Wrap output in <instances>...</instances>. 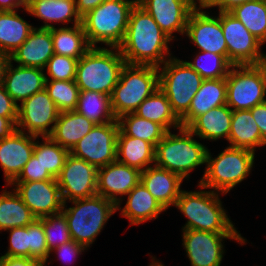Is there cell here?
Segmentation results:
<instances>
[{"label":"cell","instance_id":"9a60e30c","mask_svg":"<svg viewBox=\"0 0 266 266\" xmlns=\"http://www.w3.org/2000/svg\"><path fill=\"white\" fill-rule=\"evenodd\" d=\"M56 180L64 203L97 195L98 169L71 154Z\"/></svg>","mask_w":266,"mask_h":266},{"label":"cell","instance_id":"b9f144b4","mask_svg":"<svg viewBox=\"0 0 266 266\" xmlns=\"http://www.w3.org/2000/svg\"><path fill=\"white\" fill-rule=\"evenodd\" d=\"M78 59L55 54L48 60L44 70L46 80L72 81L76 78Z\"/></svg>","mask_w":266,"mask_h":266},{"label":"cell","instance_id":"ee69618b","mask_svg":"<svg viewBox=\"0 0 266 266\" xmlns=\"http://www.w3.org/2000/svg\"><path fill=\"white\" fill-rule=\"evenodd\" d=\"M9 233V248L2 256L30 258L29 225L6 230Z\"/></svg>","mask_w":266,"mask_h":266},{"label":"cell","instance_id":"9c48e42d","mask_svg":"<svg viewBox=\"0 0 266 266\" xmlns=\"http://www.w3.org/2000/svg\"><path fill=\"white\" fill-rule=\"evenodd\" d=\"M159 70V88L170 102L172 111L180 119L203 82V78L186 61L170 57Z\"/></svg>","mask_w":266,"mask_h":266},{"label":"cell","instance_id":"d6a6232c","mask_svg":"<svg viewBox=\"0 0 266 266\" xmlns=\"http://www.w3.org/2000/svg\"><path fill=\"white\" fill-rule=\"evenodd\" d=\"M54 53L72 58H81L90 48L82 24L73 27L51 28Z\"/></svg>","mask_w":266,"mask_h":266},{"label":"cell","instance_id":"ac0fdd59","mask_svg":"<svg viewBox=\"0 0 266 266\" xmlns=\"http://www.w3.org/2000/svg\"><path fill=\"white\" fill-rule=\"evenodd\" d=\"M159 27L173 40V33L186 32L187 20L193 10L190 0H137Z\"/></svg>","mask_w":266,"mask_h":266},{"label":"cell","instance_id":"816d5d0a","mask_svg":"<svg viewBox=\"0 0 266 266\" xmlns=\"http://www.w3.org/2000/svg\"><path fill=\"white\" fill-rule=\"evenodd\" d=\"M105 0H75L77 14L82 18Z\"/></svg>","mask_w":266,"mask_h":266},{"label":"cell","instance_id":"6f0895ef","mask_svg":"<svg viewBox=\"0 0 266 266\" xmlns=\"http://www.w3.org/2000/svg\"><path fill=\"white\" fill-rule=\"evenodd\" d=\"M256 65L261 70L264 81L266 83V54L262 52V55Z\"/></svg>","mask_w":266,"mask_h":266},{"label":"cell","instance_id":"4dcf8cb0","mask_svg":"<svg viewBox=\"0 0 266 266\" xmlns=\"http://www.w3.org/2000/svg\"><path fill=\"white\" fill-rule=\"evenodd\" d=\"M34 28L16 11H0V51L10 56Z\"/></svg>","mask_w":266,"mask_h":266},{"label":"cell","instance_id":"60d3db41","mask_svg":"<svg viewBox=\"0 0 266 266\" xmlns=\"http://www.w3.org/2000/svg\"><path fill=\"white\" fill-rule=\"evenodd\" d=\"M43 228L49 251L72 240L67 219L62 212L43 217Z\"/></svg>","mask_w":266,"mask_h":266},{"label":"cell","instance_id":"6da1fadb","mask_svg":"<svg viewBox=\"0 0 266 266\" xmlns=\"http://www.w3.org/2000/svg\"><path fill=\"white\" fill-rule=\"evenodd\" d=\"M172 39L137 3L131 9L123 42L118 47L126 64L160 67L170 57Z\"/></svg>","mask_w":266,"mask_h":266},{"label":"cell","instance_id":"f5cc1de1","mask_svg":"<svg viewBox=\"0 0 266 266\" xmlns=\"http://www.w3.org/2000/svg\"><path fill=\"white\" fill-rule=\"evenodd\" d=\"M28 3L27 0H0V11H17L20 6L26 10Z\"/></svg>","mask_w":266,"mask_h":266},{"label":"cell","instance_id":"f907efd6","mask_svg":"<svg viewBox=\"0 0 266 266\" xmlns=\"http://www.w3.org/2000/svg\"><path fill=\"white\" fill-rule=\"evenodd\" d=\"M18 117L0 116V139L9 137L16 129Z\"/></svg>","mask_w":266,"mask_h":266},{"label":"cell","instance_id":"cb8c5ba5","mask_svg":"<svg viewBox=\"0 0 266 266\" xmlns=\"http://www.w3.org/2000/svg\"><path fill=\"white\" fill-rule=\"evenodd\" d=\"M225 104L226 78L204 79L189 110L180 118L181 126L187 127L196 117Z\"/></svg>","mask_w":266,"mask_h":266},{"label":"cell","instance_id":"8992f818","mask_svg":"<svg viewBox=\"0 0 266 266\" xmlns=\"http://www.w3.org/2000/svg\"><path fill=\"white\" fill-rule=\"evenodd\" d=\"M254 159L255 152L247 149L227 146L215 158L208 149L206 167L198 184L199 188H212V191L227 194L249 176Z\"/></svg>","mask_w":266,"mask_h":266},{"label":"cell","instance_id":"8d00e7d4","mask_svg":"<svg viewBox=\"0 0 266 266\" xmlns=\"http://www.w3.org/2000/svg\"><path fill=\"white\" fill-rule=\"evenodd\" d=\"M262 44H266V0L243 3L229 11Z\"/></svg>","mask_w":266,"mask_h":266},{"label":"cell","instance_id":"7402d4cb","mask_svg":"<svg viewBox=\"0 0 266 266\" xmlns=\"http://www.w3.org/2000/svg\"><path fill=\"white\" fill-rule=\"evenodd\" d=\"M53 55L51 28L35 27L21 46L9 56V59L18 63L19 66L44 69Z\"/></svg>","mask_w":266,"mask_h":266},{"label":"cell","instance_id":"7a4b0ae2","mask_svg":"<svg viewBox=\"0 0 266 266\" xmlns=\"http://www.w3.org/2000/svg\"><path fill=\"white\" fill-rule=\"evenodd\" d=\"M219 192L181 190L175 207L188 219L182 230L239 233L222 206Z\"/></svg>","mask_w":266,"mask_h":266},{"label":"cell","instance_id":"bcb514c9","mask_svg":"<svg viewBox=\"0 0 266 266\" xmlns=\"http://www.w3.org/2000/svg\"><path fill=\"white\" fill-rule=\"evenodd\" d=\"M84 250H87L85 246L77 243L74 240H71L63 243L62 245H59L58 247L50 251V254H53L52 252H56L59 259H61L62 261H67V259L69 260L70 258L75 259L79 254L81 255ZM70 261L71 259L69 260V263Z\"/></svg>","mask_w":266,"mask_h":266},{"label":"cell","instance_id":"7bdbcfd3","mask_svg":"<svg viewBox=\"0 0 266 266\" xmlns=\"http://www.w3.org/2000/svg\"><path fill=\"white\" fill-rule=\"evenodd\" d=\"M29 240L30 258L36 259L46 266L50 251L46 243L43 218L36 219L32 224H29Z\"/></svg>","mask_w":266,"mask_h":266},{"label":"cell","instance_id":"ba28073f","mask_svg":"<svg viewBox=\"0 0 266 266\" xmlns=\"http://www.w3.org/2000/svg\"><path fill=\"white\" fill-rule=\"evenodd\" d=\"M159 88V70L151 65L125 64L110 96L114 116L134 112Z\"/></svg>","mask_w":266,"mask_h":266},{"label":"cell","instance_id":"d6986e66","mask_svg":"<svg viewBox=\"0 0 266 266\" xmlns=\"http://www.w3.org/2000/svg\"><path fill=\"white\" fill-rule=\"evenodd\" d=\"M140 174L136 168L114 161L98 169L97 195L121 205L123 195H127L138 183ZM118 195H120L118 197Z\"/></svg>","mask_w":266,"mask_h":266},{"label":"cell","instance_id":"8fae6325","mask_svg":"<svg viewBox=\"0 0 266 266\" xmlns=\"http://www.w3.org/2000/svg\"><path fill=\"white\" fill-rule=\"evenodd\" d=\"M119 123L95 125L69 152L97 169L116 161Z\"/></svg>","mask_w":266,"mask_h":266},{"label":"cell","instance_id":"484cf974","mask_svg":"<svg viewBox=\"0 0 266 266\" xmlns=\"http://www.w3.org/2000/svg\"><path fill=\"white\" fill-rule=\"evenodd\" d=\"M25 11L44 20V25L39 28H53L52 22H61L65 25L70 22H74L73 25L81 24L75 0H31Z\"/></svg>","mask_w":266,"mask_h":266},{"label":"cell","instance_id":"5bb4252c","mask_svg":"<svg viewBox=\"0 0 266 266\" xmlns=\"http://www.w3.org/2000/svg\"><path fill=\"white\" fill-rule=\"evenodd\" d=\"M221 28L231 65H256L263 45L248 29L229 12H219Z\"/></svg>","mask_w":266,"mask_h":266},{"label":"cell","instance_id":"44dd1931","mask_svg":"<svg viewBox=\"0 0 266 266\" xmlns=\"http://www.w3.org/2000/svg\"><path fill=\"white\" fill-rule=\"evenodd\" d=\"M12 63L9 61L6 66L3 85L17 104L19 101L22 103L30 96L45 89L44 69L19 65L13 67Z\"/></svg>","mask_w":266,"mask_h":266},{"label":"cell","instance_id":"f546056e","mask_svg":"<svg viewBox=\"0 0 266 266\" xmlns=\"http://www.w3.org/2000/svg\"><path fill=\"white\" fill-rule=\"evenodd\" d=\"M228 142L231 147L247 149L252 152L256 151V147L266 145L250 110H232Z\"/></svg>","mask_w":266,"mask_h":266},{"label":"cell","instance_id":"4316f807","mask_svg":"<svg viewBox=\"0 0 266 266\" xmlns=\"http://www.w3.org/2000/svg\"><path fill=\"white\" fill-rule=\"evenodd\" d=\"M127 201L121 215L130 221V225H139L143 222L156 219L161 212L166 211L162 205L148 192V190L138 183L128 194Z\"/></svg>","mask_w":266,"mask_h":266},{"label":"cell","instance_id":"9f6ffc18","mask_svg":"<svg viewBox=\"0 0 266 266\" xmlns=\"http://www.w3.org/2000/svg\"><path fill=\"white\" fill-rule=\"evenodd\" d=\"M9 61V56L0 51V84H3L6 66Z\"/></svg>","mask_w":266,"mask_h":266},{"label":"cell","instance_id":"603a6c76","mask_svg":"<svg viewBox=\"0 0 266 266\" xmlns=\"http://www.w3.org/2000/svg\"><path fill=\"white\" fill-rule=\"evenodd\" d=\"M183 179L176 173L160 168L155 164L140 174L141 184L167 210L174 206L181 192Z\"/></svg>","mask_w":266,"mask_h":266},{"label":"cell","instance_id":"4fadbf2b","mask_svg":"<svg viewBox=\"0 0 266 266\" xmlns=\"http://www.w3.org/2000/svg\"><path fill=\"white\" fill-rule=\"evenodd\" d=\"M59 114V109L44 89L18 105L16 129L36 137L50 136Z\"/></svg>","mask_w":266,"mask_h":266},{"label":"cell","instance_id":"f1b7e54d","mask_svg":"<svg viewBox=\"0 0 266 266\" xmlns=\"http://www.w3.org/2000/svg\"><path fill=\"white\" fill-rule=\"evenodd\" d=\"M95 125L75 110L60 112L50 137L70 151Z\"/></svg>","mask_w":266,"mask_h":266},{"label":"cell","instance_id":"74e56055","mask_svg":"<svg viewBox=\"0 0 266 266\" xmlns=\"http://www.w3.org/2000/svg\"><path fill=\"white\" fill-rule=\"evenodd\" d=\"M39 137L35 136V146L33 154L39 160L43 169L46 170L53 178H57L60 174L69 150L61 147L50 136H43L42 141H36Z\"/></svg>","mask_w":266,"mask_h":266},{"label":"cell","instance_id":"83f0119b","mask_svg":"<svg viewBox=\"0 0 266 266\" xmlns=\"http://www.w3.org/2000/svg\"><path fill=\"white\" fill-rule=\"evenodd\" d=\"M155 151L156 147L153 144L142 139L126 136L119 130L117 137V161L142 172L155 164Z\"/></svg>","mask_w":266,"mask_h":266},{"label":"cell","instance_id":"e575fe53","mask_svg":"<svg viewBox=\"0 0 266 266\" xmlns=\"http://www.w3.org/2000/svg\"><path fill=\"white\" fill-rule=\"evenodd\" d=\"M75 111L96 125L115 121L109 95L95 91H80Z\"/></svg>","mask_w":266,"mask_h":266},{"label":"cell","instance_id":"c3c4849f","mask_svg":"<svg viewBox=\"0 0 266 266\" xmlns=\"http://www.w3.org/2000/svg\"><path fill=\"white\" fill-rule=\"evenodd\" d=\"M257 123L262 139L266 142V101L250 109Z\"/></svg>","mask_w":266,"mask_h":266},{"label":"cell","instance_id":"f35d334b","mask_svg":"<svg viewBox=\"0 0 266 266\" xmlns=\"http://www.w3.org/2000/svg\"><path fill=\"white\" fill-rule=\"evenodd\" d=\"M194 61H186L203 79L226 78L231 64L222 56L211 52H201L194 55Z\"/></svg>","mask_w":266,"mask_h":266},{"label":"cell","instance_id":"e0dca14e","mask_svg":"<svg viewBox=\"0 0 266 266\" xmlns=\"http://www.w3.org/2000/svg\"><path fill=\"white\" fill-rule=\"evenodd\" d=\"M37 219L58 214L64 202L57 180L12 182L10 186Z\"/></svg>","mask_w":266,"mask_h":266},{"label":"cell","instance_id":"d4e9b609","mask_svg":"<svg viewBox=\"0 0 266 266\" xmlns=\"http://www.w3.org/2000/svg\"><path fill=\"white\" fill-rule=\"evenodd\" d=\"M231 120L232 109L225 104L196 117L187 128L202 140L216 141L225 138L228 141Z\"/></svg>","mask_w":266,"mask_h":266},{"label":"cell","instance_id":"ffe728a7","mask_svg":"<svg viewBox=\"0 0 266 266\" xmlns=\"http://www.w3.org/2000/svg\"><path fill=\"white\" fill-rule=\"evenodd\" d=\"M35 136L15 130L9 137L0 139V165L9 186L31 159Z\"/></svg>","mask_w":266,"mask_h":266},{"label":"cell","instance_id":"52a82bcc","mask_svg":"<svg viewBox=\"0 0 266 266\" xmlns=\"http://www.w3.org/2000/svg\"><path fill=\"white\" fill-rule=\"evenodd\" d=\"M70 202L74 206L67 208L64 203L61 212L67 219L71 238L88 248L117 211V205L100 195Z\"/></svg>","mask_w":266,"mask_h":266},{"label":"cell","instance_id":"d590c367","mask_svg":"<svg viewBox=\"0 0 266 266\" xmlns=\"http://www.w3.org/2000/svg\"><path fill=\"white\" fill-rule=\"evenodd\" d=\"M117 120L120 130L126 136L142 139L155 147L168 132L162 125L144 119L134 112L123 114Z\"/></svg>","mask_w":266,"mask_h":266},{"label":"cell","instance_id":"db71d44e","mask_svg":"<svg viewBox=\"0 0 266 266\" xmlns=\"http://www.w3.org/2000/svg\"><path fill=\"white\" fill-rule=\"evenodd\" d=\"M249 1H255V0H220L214 7H218L219 12H229L234 7Z\"/></svg>","mask_w":266,"mask_h":266},{"label":"cell","instance_id":"681fc988","mask_svg":"<svg viewBox=\"0 0 266 266\" xmlns=\"http://www.w3.org/2000/svg\"><path fill=\"white\" fill-rule=\"evenodd\" d=\"M0 266H44L33 258L1 256Z\"/></svg>","mask_w":266,"mask_h":266},{"label":"cell","instance_id":"277c9868","mask_svg":"<svg viewBox=\"0 0 266 266\" xmlns=\"http://www.w3.org/2000/svg\"><path fill=\"white\" fill-rule=\"evenodd\" d=\"M126 62L118 48L91 47L78 59L76 85L80 91L111 96Z\"/></svg>","mask_w":266,"mask_h":266},{"label":"cell","instance_id":"836d02e7","mask_svg":"<svg viewBox=\"0 0 266 266\" xmlns=\"http://www.w3.org/2000/svg\"><path fill=\"white\" fill-rule=\"evenodd\" d=\"M36 219L14 189L3 190L0 194V231L24 227L32 224Z\"/></svg>","mask_w":266,"mask_h":266},{"label":"cell","instance_id":"680465c9","mask_svg":"<svg viewBox=\"0 0 266 266\" xmlns=\"http://www.w3.org/2000/svg\"><path fill=\"white\" fill-rule=\"evenodd\" d=\"M151 260L152 262L149 264V266H164V264H162L159 260L155 259V257H153Z\"/></svg>","mask_w":266,"mask_h":266},{"label":"cell","instance_id":"3957f363","mask_svg":"<svg viewBox=\"0 0 266 266\" xmlns=\"http://www.w3.org/2000/svg\"><path fill=\"white\" fill-rule=\"evenodd\" d=\"M137 0H105L81 18V24L91 47L106 44L118 48L126 34L129 15Z\"/></svg>","mask_w":266,"mask_h":266},{"label":"cell","instance_id":"1f68e13d","mask_svg":"<svg viewBox=\"0 0 266 266\" xmlns=\"http://www.w3.org/2000/svg\"><path fill=\"white\" fill-rule=\"evenodd\" d=\"M134 113L162 125L167 131H170L172 127L176 130L182 127L180 119L172 111L169 100L160 88L146 98Z\"/></svg>","mask_w":266,"mask_h":266},{"label":"cell","instance_id":"30bf717a","mask_svg":"<svg viewBox=\"0 0 266 266\" xmlns=\"http://www.w3.org/2000/svg\"><path fill=\"white\" fill-rule=\"evenodd\" d=\"M266 83L257 65H232L226 77V104L250 110L266 101Z\"/></svg>","mask_w":266,"mask_h":266},{"label":"cell","instance_id":"11a10c76","mask_svg":"<svg viewBox=\"0 0 266 266\" xmlns=\"http://www.w3.org/2000/svg\"><path fill=\"white\" fill-rule=\"evenodd\" d=\"M193 9H208L213 7L220 1V0H190ZM199 3V5H197Z\"/></svg>","mask_w":266,"mask_h":266},{"label":"cell","instance_id":"2e32d148","mask_svg":"<svg viewBox=\"0 0 266 266\" xmlns=\"http://www.w3.org/2000/svg\"><path fill=\"white\" fill-rule=\"evenodd\" d=\"M185 35L201 52L222 55L228 61V50L219 16L193 9L188 17Z\"/></svg>","mask_w":266,"mask_h":266},{"label":"cell","instance_id":"5b68a950","mask_svg":"<svg viewBox=\"0 0 266 266\" xmlns=\"http://www.w3.org/2000/svg\"><path fill=\"white\" fill-rule=\"evenodd\" d=\"M178 131L179 134L168 131L156 145L155 165L189 180L191 171L206 164L208 148L195 140L187 127Z\"/></svg>","mask_w":266,"mask_h":266},{"label":"cell","instance_id":"ab89813d","mask_svg":"<svg viewBox=\"0 0 266 266\" xmlns=\"http://www.w3.org/2000/svg\"><path fill=\"white\" fill-rule=\"evenodd\" d=\"M45 90L60 112L76 109L80 89L75 80H46Z\"/></svg>","mask_w":266,"mask_h":266},{"label":"cell","instance_id":"7dc6e473","mask_svg":"<svg viewBox=\"0 0 266 266\" xmlns=\"http://www.w3.org/2000/svg\"><path fill=\"white\" fill-rule=\"evenodd\" d=\"M18 105L0 84V116L18 117Z\"/></svg>","mask_w":266,"mask_h":266},{"label":"cell","instance_id":"7c38bea8","mask_svg":"<svg viewBox=\"0 0 266 266\" xmlns=\"http://www.w3.org/2000/svg\"><path fill=\"white\" fill-rule=\"evenodd\" d=\"M184 246L191 266H220L224 256V239L247 243L240 233H212L202 230H182Z\"/></svg>","mask_w":266,"mask_h":266},{"label":"cell","instance_id":"f6af8a7d","mask_svg":"<svg viewBox=\"0 0 266 266\" xmlns=\"http://www.w3.org/2000/svg\"><path fill=\"white\" fill-rule=\"evenodd\" d=\"M43 180H56L46 170L43 169L39 160L33 154L31 159L26 163L22 172L13 182H31Z\"/></svg>","mask_w":266,"mask_h":266}]
</instances>
